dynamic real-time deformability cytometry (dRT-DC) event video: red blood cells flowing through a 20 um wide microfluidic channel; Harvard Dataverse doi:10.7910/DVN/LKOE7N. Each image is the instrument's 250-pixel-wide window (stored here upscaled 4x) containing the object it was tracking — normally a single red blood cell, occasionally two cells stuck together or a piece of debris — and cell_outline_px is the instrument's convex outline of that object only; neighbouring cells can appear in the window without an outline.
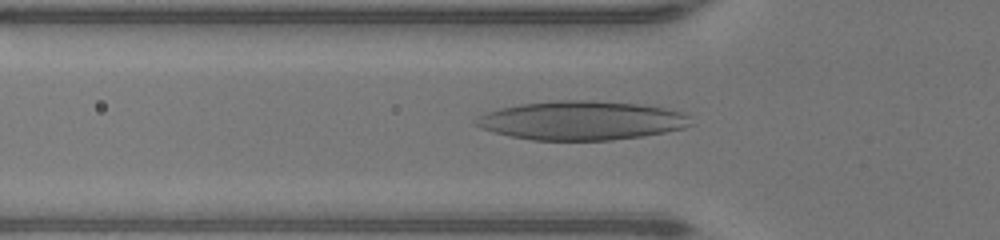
{"species": "human", "species_latin": "Homo sapiens", "temperature_condition": "warm", "stored_images_in_passage": 47, "camera_frame_rate_fps": 3000, "um_per_image_px": 0.085, "donor": {"sex": "male"}, "frame": {"image": 1, "passage_image": 15, "time_ms": 4.667, "image_size_px": [1000, 240], "cell_outline_px": [[696, 124], [684, 128], [664, 132], [640, 136], [612, 140], [532, 140], [512, 136], [480, 128], [472, 120], [488, 112], [500, 108], [520, 104], [560, 100], [592, 100], [636, 104], [664, 108], [684, 112]], "centroid_in_image_um": [49.46, 10.24], "position_along_channel_um": 76.3, "area_um2": 48.55}}
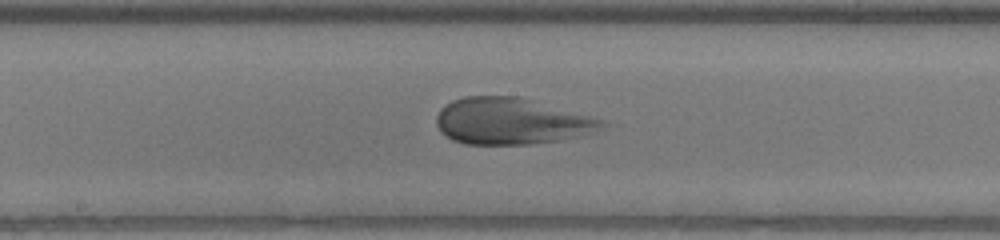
{"frame": {"image": 2, "passage_image": 24, "time_ms": 7.667, "image_size_px": [1000, 240], "cell_outline_px": [[608, 124], [596, 132], [580, 136], [560, 140], [532, 144], [464, 144], [452, 140], [444, 136], [440, 132], [436, 124], [436, 116], [440, 108], [444, 104], [452, 100], [464, 96], [520, 96], [604, 120]], "centroid_in_image_um": [43.43, 10.3], "position_along_channel_um": 204.8, "area_um2": 45.26}}
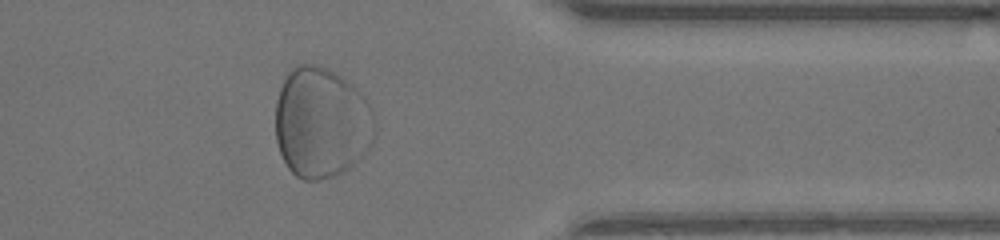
{"frame": {"image": 3, "passage_image": 38, "time_ms": 12.333, "image_size_px": [1000, 240], "cell_outline_px": [[372, 144], [344, 172], [336, 176], [316, 180], [304, 180], [296, 176], [288, 168], [280, 152], [276, 140], [276, 100], [280, 88], [288, 72], [296, 64], [316, 64], [340, 76], [364, 96], [372, 132]], "centroid_in_image_um": [27.23, 10.45], "position_along_channel_um": 384.2, "area_um2": 62.89}}